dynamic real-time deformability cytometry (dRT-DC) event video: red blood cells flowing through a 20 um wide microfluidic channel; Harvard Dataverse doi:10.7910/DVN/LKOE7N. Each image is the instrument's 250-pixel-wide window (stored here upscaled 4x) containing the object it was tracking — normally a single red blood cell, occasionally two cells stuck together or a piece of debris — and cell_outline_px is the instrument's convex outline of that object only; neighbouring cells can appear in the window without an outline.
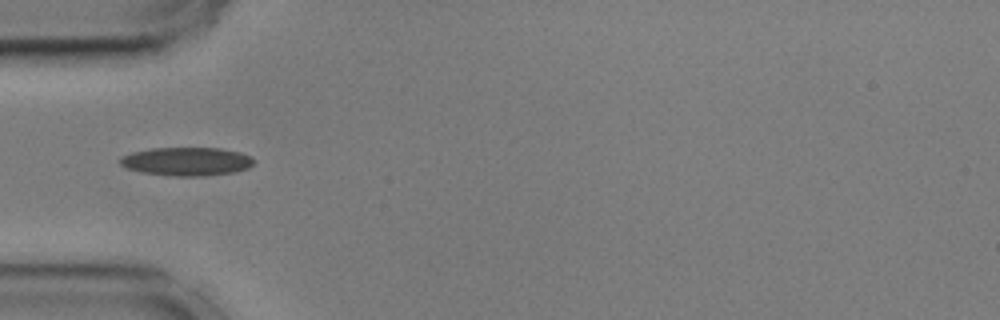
{"species": "common noctule bat (a hibernating species)", "species_latin": "Nyctalus noctula", "temperature_condition": "cold", "stored_images_in_passage": 36, "camera_frame_rate_fps": 3000, "um_per_image_px": 0.085, "animal": {"sex": "male", "body_mass_g": 17.9, "forearm_length_mm": 54.2}, "frame": {"image": 1, "passage_image": 1, "time_ms": 0.0, "image_size_px": [1000, 320], "cell_outline_px": [[256, 160], [248, 168], [236, 172], [200, 176], [176, 176], [140, 172], [128, 168], [120, 164], [120, 156], [132, 152], [152, 148], [220, 148], [240, 152], [252, 156]], "centroid_in_image_um": [15.89, 13.72], "position_along_channel_um": 69.1, "area_um2": 22.25}}
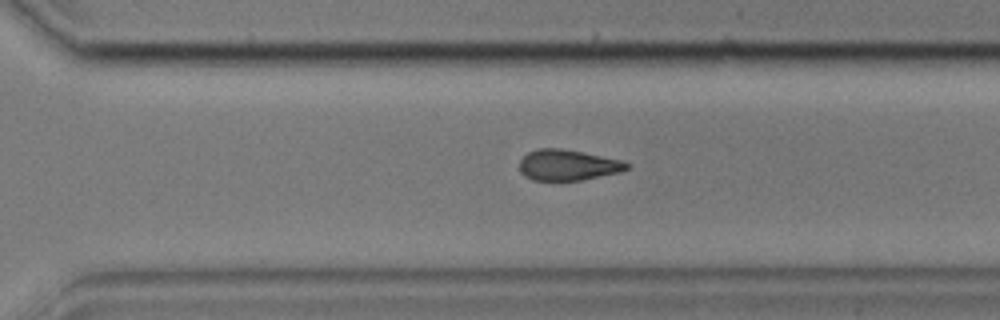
{"frame": {"image": 2, "passage_image": 22, "time_ms": 7.0, "image_size_px": [1000, 320], "cell_outline_px": [[628, 168], [620, 172], [580, 180], [532, 180], [524, 176], [520, 172], [520, 160], [528, 152], [540, 148], [560, 148], [624, 160], [628, 164]], "centroid_in_image_um": [48.25, 14.03], "position_along_channel_um": 322.4, "area_um2": 19.13}}
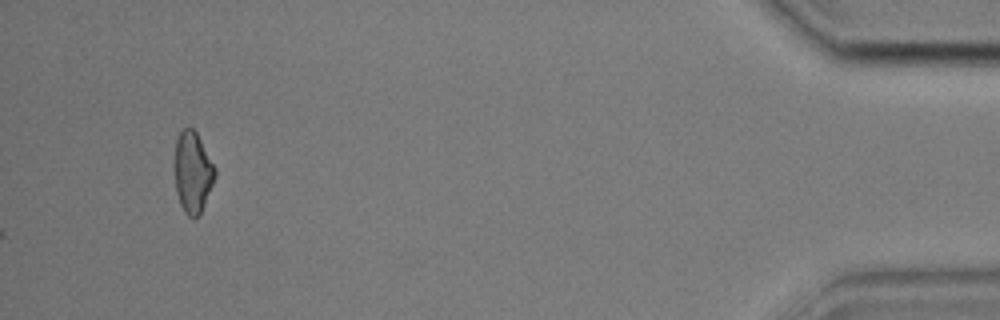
{"frame": {"image": 3, "passage_image": 36, "time_ms": 11.667, "image_size_px": [1000, 320], "cell_outline_px": [[216, 176], [200, 216], [196, 220], [188, 216], [184, 212], [180, 204], [176, 192], [176, 140], [180, 132], [184, 128], [192, 128], [196, 132], [216, 168]], "centroid_in_image_um": [16.41, 14.7], "position_along_channel_um": 418.8, "area_um2": 18.96}, "authors_computed_cell_mechanics": {"area_um2": 20.1433, "velocity_mm_per_s": 3.6091, "shape_relaxation_time_tau1_ms": 8.3921, "shape_relaxation_time_tau2_ms": 5.6083, "deformation_change_tau1": 0.1573, "deformation_change_tau2": 0.1351}}